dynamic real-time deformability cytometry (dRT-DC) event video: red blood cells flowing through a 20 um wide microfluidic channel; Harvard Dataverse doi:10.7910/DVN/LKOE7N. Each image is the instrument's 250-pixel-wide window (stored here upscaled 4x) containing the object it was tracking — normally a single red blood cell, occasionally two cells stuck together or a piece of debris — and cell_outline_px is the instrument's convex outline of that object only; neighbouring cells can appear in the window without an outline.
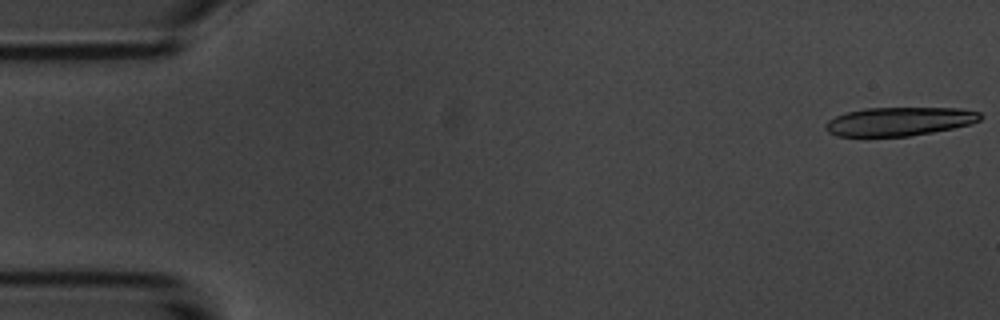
{"species": "common noctule bat (a hibernating species)", "species_latin": "Nyctalus noctula", "temperature_condition": "room temperature", "stored_images_in_passage": 9, "segment_of_instrument_passage": [1, 2], "camera_frame_rate_fps": 3000, "um_per_image_px": 0.085, "animal": {"sex": "male", "body_mass_g": 20.1, "forearm_length_mm": 53.5}, "frame": {"image": 1, "passage_image": 1, "time_ms": 0.0, "image_size_px": [1000, 320], "cell_outline_px": [[984, 116], [980, 120], [972, 124], [932, 132], [908, 136], [836, 136], [828, 132], [824, 128], [824, 124], [828, 120], [836, 116], [848, 112], [864, 108], [960, 108], [980, 112]], "centroid_in_image_um": [76.45, 10.32], "position_along_channel_um": 8.5, "area_um2": 25.89}}